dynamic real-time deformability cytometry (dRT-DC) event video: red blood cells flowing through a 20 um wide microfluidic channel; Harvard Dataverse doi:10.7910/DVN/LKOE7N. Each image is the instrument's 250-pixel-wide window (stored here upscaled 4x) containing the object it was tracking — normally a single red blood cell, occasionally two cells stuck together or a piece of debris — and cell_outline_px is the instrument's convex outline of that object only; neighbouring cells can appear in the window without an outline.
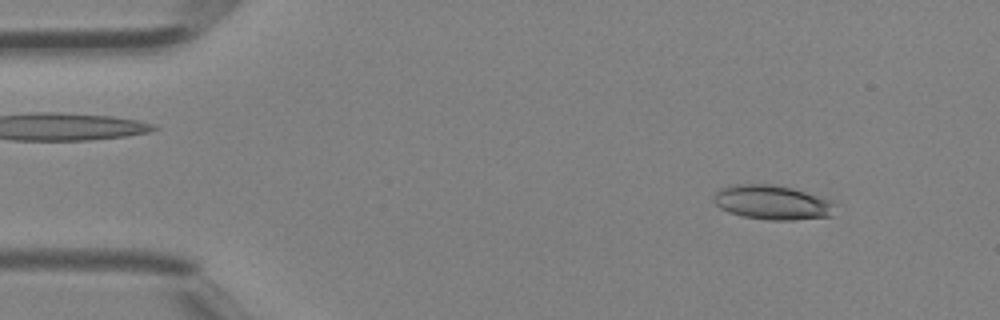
{"species": "Egyptian fruit bat (a non-hibernating species)", "species_latin": "Rousettus aegyptiacus", "temperature_condition": "room temperature", "stored_images_in_passage": 41, "camera_frame_rate_fps": 3000, "um_per_image_px": 0.085, "animal": {"sex": "female"}, "frame": {"image": 1, "passage_image": 4, "time_ms": 1.0, "image_size_px": [1000, 320], "cell_outline_px": [[836, 204], [832, 216], [792, 220], [768, 220], [744, 216], [728, 212], [720, 208], [712, 200], [712, 196], [720, 188], [732, 184], [772, 184], [792, 188], [824, 196], [832, 200]], "centroid_in_image_um": [65.67, 17.19], "position_along_channel_um": 19.3, "area_um2": 24.74}}
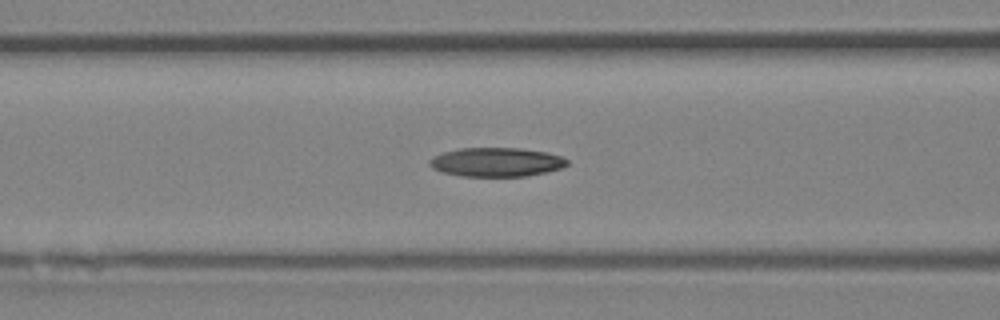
{"frame": {"image": 2, "passage_image": 16, "time_ms": 5.0, "image_size_px": [1000, 320], "cell_outline_px": [[568, 164], [560, 168], [544, 172], [524, 176], [460, 176], [444, 172], [432, 168], [428, 164], [428, 160], [432, 156], [440, 152], [460, 148], [520, 148], [548, 152], [560, 156], [568, 160]], "centroid_in_image_um": [42.14, 13.76], "position_along_channel_um": 124.5, "area_um2": 23.29}}
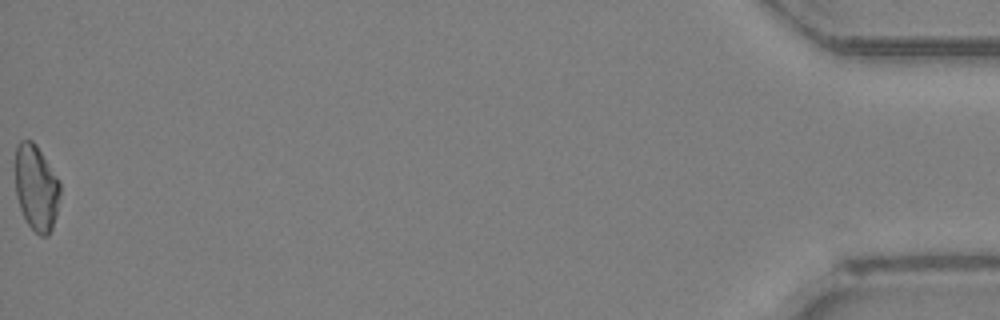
{"frame": {"image": 3, "passage_image": 41, "time_ms": 13.333, "image_size_px": [1000, 320], "cell_outline_px": [[60, 192], [56, 216], [52, 228], [48, 236], [40, 236], [28, 224], [20, 208], [16, 196], [16, 144], [20, 140], [32, 140], [36, 144], [60, 180]], "centroid_in_image_um": [3.09, 15.94], "position_along_channel_um": 432.1, "area_um2": 22.48}}